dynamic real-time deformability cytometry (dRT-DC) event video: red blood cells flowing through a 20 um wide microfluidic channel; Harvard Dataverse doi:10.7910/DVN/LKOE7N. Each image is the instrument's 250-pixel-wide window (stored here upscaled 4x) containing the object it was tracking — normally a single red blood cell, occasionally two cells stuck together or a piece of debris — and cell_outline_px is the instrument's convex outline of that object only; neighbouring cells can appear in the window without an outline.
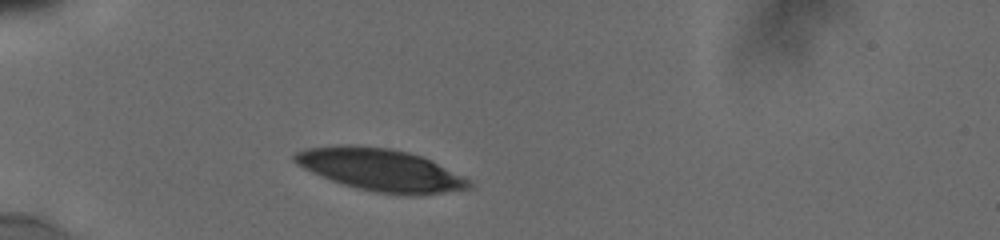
{"species": "human", "species_latin": "Homo sapiens", "temperature_condition": "cold", "stored_images_in_passage": 8, "camera_frame_rate_fps": 3000, "um_per_image_px": 0.085, "donor": {"sex": "male"}, "frame": {"image": 1, "passage_image": 1, "time_ms": 0.0, "image_size_px": [1000, 240], "cell_outline_px": [[472, 188], [420, 196], [404, 196], [372, 192], [356, 188], [332, 180], [312, 172], [296, 164], [292, 160], [292, 156], [296, 152], [308, 148], [348, 144], [388, 148], [408, 152], [420, 156], [472, 180]], "centroid_in_image_um": [32.37, 14.46], "position_along_channel_um": 52.6, "area_um2": 43.06}}
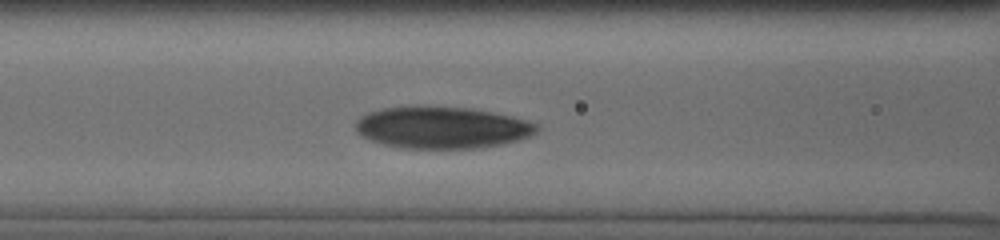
{"frame": {"image": 2, "passage_image": 5, "time_ms": 2.667, "image_size_px": [1000, 240], "cell_outline_px": [[540, 128], [532, 136], [520, 140], [500, 144], [476, 148], [404, 148], [384, 144], [360, 136], [356, 132], [352, 124], [360, 116], [368, 112], [384, 108], [472, 108], [512, 116], [540, 124]], "centroid_in_image_um": [37.59, 10.86], "position_along_channel_um": 129.0, "area_um2": 43.81}}
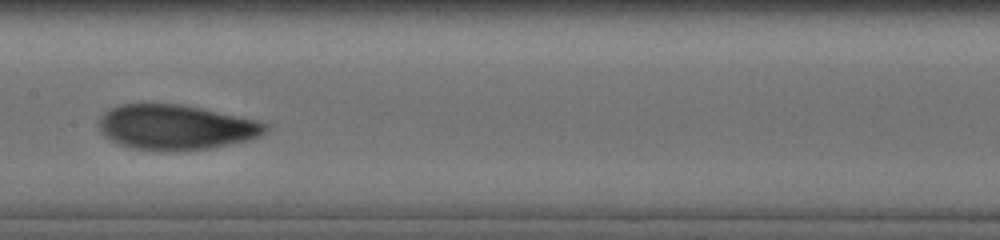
{"frame": {"image": 3, "passage_image": 7, "time_ms": 4.333, "image_size_px": [1000, 240], "cell_outline_px": [[268, 132], [260, 136], [248, 140], [212, 148], [176, 152], [160, 152], [132, 148], [120, 144], [104, 136], [100, 132], [96, 124], [100, 116], [108, 108], [120, 104], [180, 104], [260, 120], [268, 124]], "centroid_in_image_um": [14.94, 10.83], "position_along_channel_um": 192.5, "area_um2": 44.51}}